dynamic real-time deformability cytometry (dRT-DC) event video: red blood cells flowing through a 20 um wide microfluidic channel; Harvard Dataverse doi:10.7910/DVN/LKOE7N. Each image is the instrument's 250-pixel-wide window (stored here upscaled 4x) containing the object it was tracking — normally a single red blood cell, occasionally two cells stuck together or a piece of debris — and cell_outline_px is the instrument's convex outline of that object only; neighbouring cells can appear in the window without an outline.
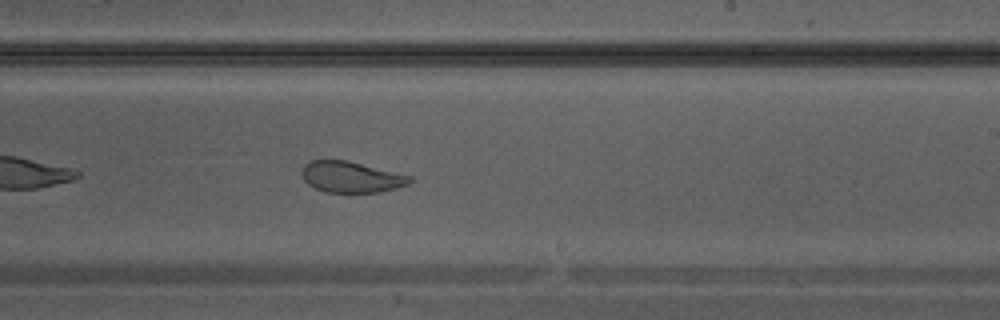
{"species": "Egyptian fruit bat (a non-hibernating species)", "species_latin": "Rousettus aegyptiacus", "temperature_condition": "warm", "stored_images_in_passage": 24, "camera_frame_rate_fps": 3000, "um_per_image_px": 0.085, "animal": {"sex": "male"}, "frame": {"image": 1, "passage_image": 23, "time_ms": 7.333, "image_size_px": [1000, 320], "cell_outline_px": [[412, 180], [408, 184], [396, 188], [380, 192], [328, 192], [316, 188], [308, 184], [304, 180], [300, 172], [304, 164], [312, 160], [348, 160], [412, 176]], "centroid_in_image_um": [29.84, 15.03], "position_along_channel_um": 259.2, "area_um2": 19.54}}